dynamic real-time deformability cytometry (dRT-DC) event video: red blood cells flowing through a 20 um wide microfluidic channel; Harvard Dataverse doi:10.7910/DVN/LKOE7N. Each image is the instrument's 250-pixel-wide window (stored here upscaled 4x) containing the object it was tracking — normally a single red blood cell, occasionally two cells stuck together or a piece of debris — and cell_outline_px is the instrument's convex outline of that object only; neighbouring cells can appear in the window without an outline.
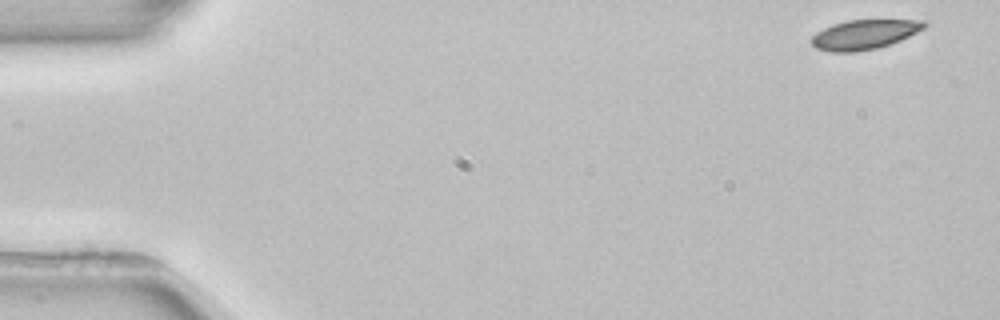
{"species": "common noctule bat (a hibernating species)", "species_latin": "Nyctalus noctula", "temperature_condition": "room temperature", "stored_images_in_passage": 4, "segment_of_instrument_passage": [2, 2], "camera_frame_rate_fps": 3000, "um_per_image_px": 0.085, "animal": {"sex": "female", "body_mass_g": 22.7, "forearm_length_mm": 54.2}, "frame": {"image": 1, "passage_image": 4, "time_ms": 5.333, "image_size_px": [1000, 320], "cell_outline_px": [[928, 24], [924, 28], [900, 40], [876, 48], [856, 52], [832, 52], [816, 48], [812, 44], [812, 36], [816, 32], [832, 24], [848, 20], [924, 20]], "centroid_in_image_um": [73.45, 2.93], "position_along_channel_um": 11.5, "area_um2": 19.25}}